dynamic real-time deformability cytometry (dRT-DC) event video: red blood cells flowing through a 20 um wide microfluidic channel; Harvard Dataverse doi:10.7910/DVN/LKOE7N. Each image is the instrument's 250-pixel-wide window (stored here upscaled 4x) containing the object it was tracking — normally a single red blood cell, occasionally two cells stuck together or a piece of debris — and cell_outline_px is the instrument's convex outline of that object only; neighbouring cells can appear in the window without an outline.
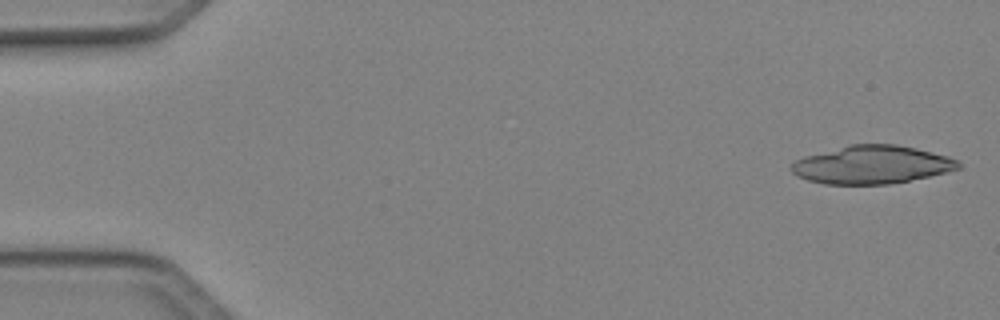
{"species": "Egyptian fruit bat (a non-hibernating species)", "species_latin": "Rousettus aegyptiacus", "temperature_condition": "cold", "stored_images_in_passage": 30, "camera_frame_rate_fps": 3000, "um_per_image_px": 0.085, "animal": {"sex": "female"}, "frame": {"image": 1, "passage_image": 1, "time_ms": 0.0, "image_size_px": [1000, 320], "cell_outline_px": [[960, 168], [928, 176], [888, 184], [824, 184], [808, 180], [796, 176], [792, 172], [792, 164], [796, 160], [804, 156], [848, 144], [896, 144], [916, 148], [948, 156], [956, 160], [960, 164]], "centroid_in_image_um": [74.07, 13.99], "position_along_channel_um": 10.9, "area_um2": 36.88}}